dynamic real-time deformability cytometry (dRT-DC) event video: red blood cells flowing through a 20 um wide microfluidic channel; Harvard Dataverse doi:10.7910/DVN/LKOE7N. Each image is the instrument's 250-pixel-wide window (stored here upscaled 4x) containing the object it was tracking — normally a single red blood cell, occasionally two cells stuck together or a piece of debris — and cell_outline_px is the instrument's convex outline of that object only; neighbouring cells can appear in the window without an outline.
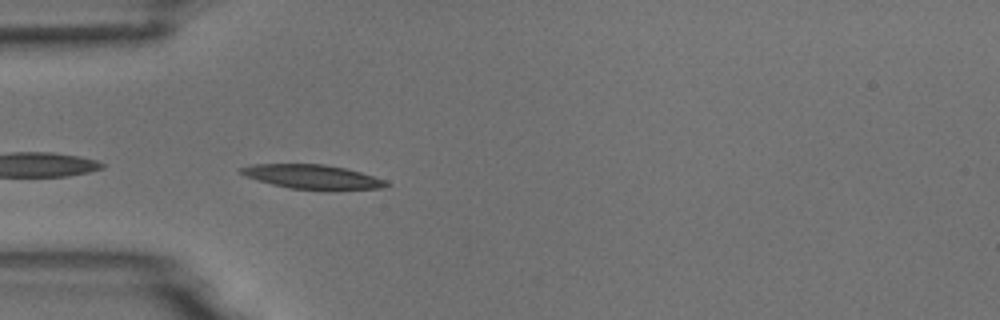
{"species": "common noctule bat (a hibernating species)", "species_latin": "Nyctalus noctula", "temperature_condition": "room temperature", "stored_images_in_passage": 5, "camera_frame_rate_fps": 3000, "um_per_image_px": 0.085, "animal": {"sex": "male", "body_mass_g": 18.8}, "frame": {"image": 1, "passage_image": 5, "time_ms": 4.667, "image_size_px": [1000, 320], "cell_outline_px": [[392, 184], [384, 188], [288, 188], [272, 184], [248, 176], [240, 172], [236, 168], [252, 164], [324, 164], [344, 168], [360, 172], [384, 180]], "centroid_in_image_um": [26.5, 14.99], "position_along_channel_um": 58.5, "area_um2": 19.65}}